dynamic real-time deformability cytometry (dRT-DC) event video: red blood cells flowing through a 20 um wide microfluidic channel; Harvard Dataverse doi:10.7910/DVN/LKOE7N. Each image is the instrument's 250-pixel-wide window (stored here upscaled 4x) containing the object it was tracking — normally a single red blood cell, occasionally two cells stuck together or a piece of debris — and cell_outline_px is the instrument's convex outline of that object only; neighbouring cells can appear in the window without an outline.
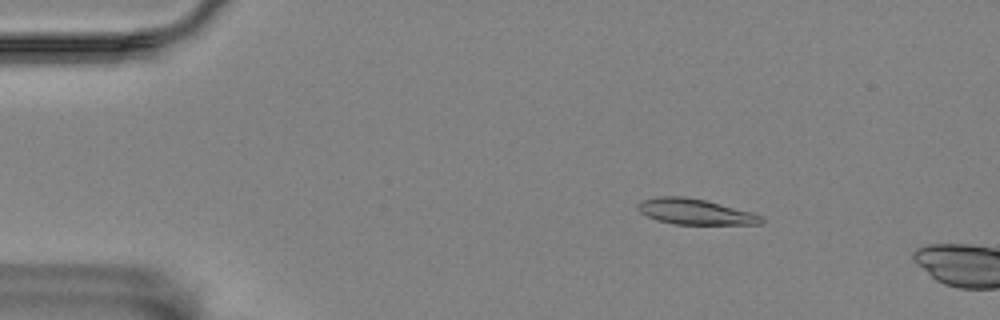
{"species": "Egyptian fruit bat (a non-hibernating species)", "species_latin": "Rousettus aegyptiacus", "temperature_condition": "room temperature", "stored_images_in_passage": 11, "camera_frame_rate_fps": 3000, "um_per_image_px": 0.085, "animal": {"sex": "female"}, "frame": {"image": 1, "passage_image": 8, "time_ms": 2.333, "image_size_px": [1000, 320], "cell_outline_px": [[764, 220], [760, 224], [676, 224], [656, 220], [640, 212], [636, 208], [636, 204], [644, 200], [660, 196], [684, 196], [704, 200], [752, 212], [760, 216]], "centroid_in_image_um": [59.05, 17.99], "position_along_channel_um": 26.0, "area_um2": 18.21}}